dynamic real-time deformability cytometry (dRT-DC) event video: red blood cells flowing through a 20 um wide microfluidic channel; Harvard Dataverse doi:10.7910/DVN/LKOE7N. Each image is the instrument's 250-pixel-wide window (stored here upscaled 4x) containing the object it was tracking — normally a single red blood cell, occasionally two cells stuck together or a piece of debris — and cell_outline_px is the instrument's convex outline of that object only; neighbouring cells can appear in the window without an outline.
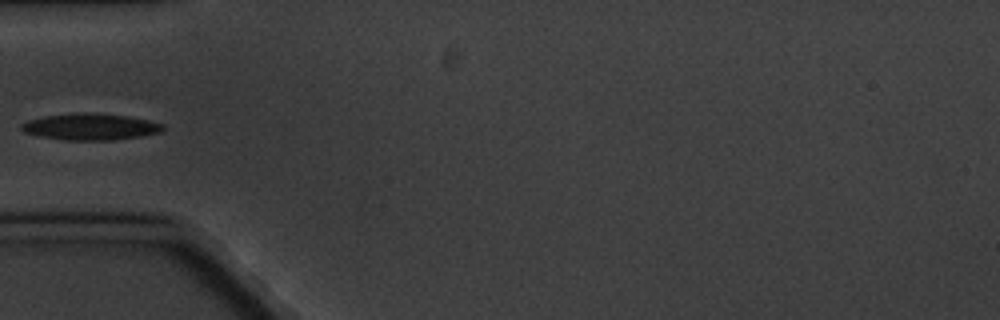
{"species": "common noctule bat (a hibernating species)", "species_latin": "Nyctalus noctula", "temperature_condition": "cold", "stored_images_in_passage": 9, "camera_frame_rate_fps": 3000, "um_per_image_px": 0.085, "animal": {"sex": "male", "body_mass_g": 20.1, "forearm_length_mm": 53.5}, "frame": {"image": 1, "passage_image": 2, "time_ms": 2.0, "image_size_px": [1000, 320], "cell_outline_px": [[164, 128], [160, 132], [140, 136], [112, 140], [64, 140], [40, 136], [24, 132], [20, 128], [20, 124], [28, 120], [44, 116], [84, 112], [88, 112], [128, 116], [148, 120], [164, 124]], "centroid_in_image_um": [7.67, 10.77], "position_along_channel_um": 77.3, "area_um2": 21.79}}
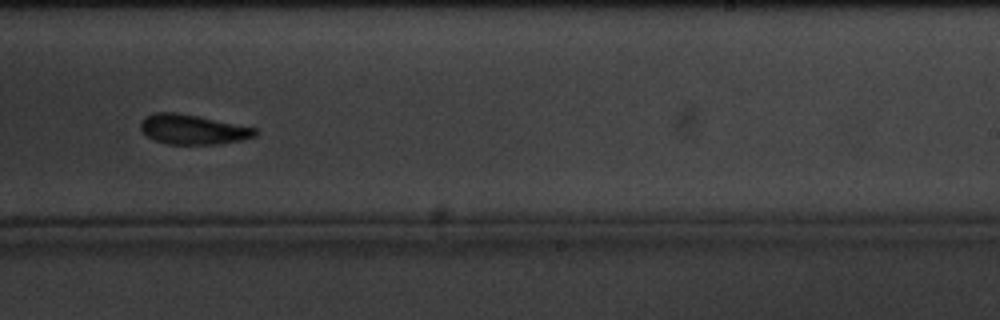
{"frame": {"image": 2, "passage_image": 7, "time_ms": 8.0, "image_size_px": [1000, 320], "cell_outline_px": [[256, 136], [240, 140], [216, 144], [168, 144], [156, 140], [148, 136], [140, 128], [140, 120], [144, 116], [156, 112], [176, 112], [256, 128]], "centroid_in_image_um": [16.34, 10.99], "position_along_channel_um": 272.7, "area_um2": 19.59}}